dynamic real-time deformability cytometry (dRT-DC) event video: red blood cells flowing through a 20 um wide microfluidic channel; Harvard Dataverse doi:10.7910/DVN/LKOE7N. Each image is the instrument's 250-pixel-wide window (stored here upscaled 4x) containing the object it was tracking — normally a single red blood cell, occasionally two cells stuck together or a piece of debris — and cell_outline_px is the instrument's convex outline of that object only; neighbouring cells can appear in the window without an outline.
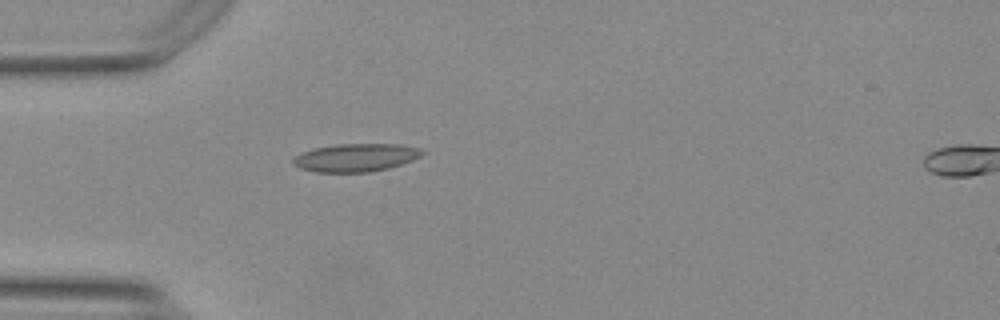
{"species": "Egyptian fruit bat (a non-hibernating species)", "species_latin": "Rousettus aegyptiacus", "temperature_condition": "warm", "stored_images_in_passage": 40, "camera_frame_rate_fps": 3000, "um_per_image_px": 0.085, "animal": {"sex": "female"}, "frame": {"image": 1, "passage_image": 1, "time_ms": 0.0, "image_size_px": [1000, 320], "cell_outline_px": [[424, 152], [420, 156], [412, 160], [388, 168], [368, 172], [316, 172], [300, 168], [292, 164], [292, 160], [296, 156], [312, 148], [336, 144], [400, 144], [420, 148]], "centroid_in_image_um": [30.22, 13.39], "position_along_channel_um": 54.8, "area_um2": 20.98}}
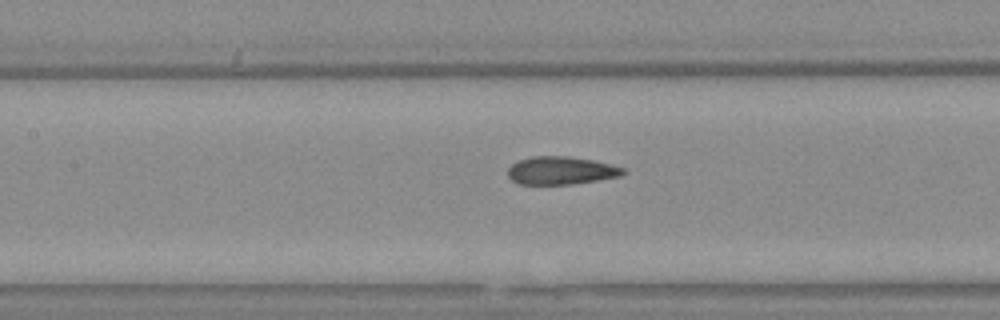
{"frame": {"image": 2, "passage_image": 10, "time_ms": 3.0, "image_size_px": [1000, 320], "cell_outline_px": [[628, 172], [620, 176], [596, 180], [568, 184], [520, 184], [512, 180], [508, 176], [508, 168], [512, 164], [520, 160], [532, 156], [568, 156], [592, 160], [624, 168]], "centroid_in_image_um": [47.67, 14.49], "position_along_channel_um": 159.7, "area_um2": 18.55}}
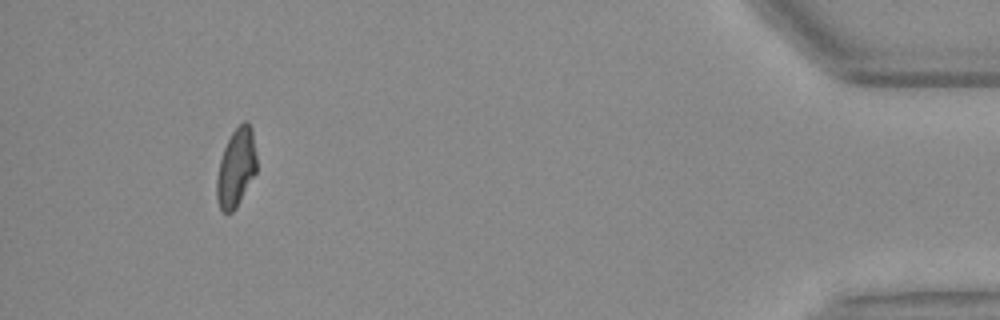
{"frame": {"image": 3, "passage_image": 36, "time_ms": 11.667, "image_size_px": [1000, 320], "cell_outline_px": [[256, 172], [236, 208], [232, 212], [224, 212], [220, 208], [216, 196], [216, 180], [220, 160], [224, 148], [232, 132], [244, 120], [248, 120], [252, 128], [256, 156]], "centroid_in_image_um": [20.07, 14.24], "position_along_channel_um": 415.1, "area_um2": 18.15}, "authors_computed_cell_mechanics": {"area_um2": 18.7561, "velocity_mm_per_s": 3.7186, "shape_relaxation_time_tau1_ms": 9.7534, "shape_relaxation_time_tau2_ms": 1.4008, "deformation_change_tau1": 0.2344, "deformation_change_tau2": 0.0807}}